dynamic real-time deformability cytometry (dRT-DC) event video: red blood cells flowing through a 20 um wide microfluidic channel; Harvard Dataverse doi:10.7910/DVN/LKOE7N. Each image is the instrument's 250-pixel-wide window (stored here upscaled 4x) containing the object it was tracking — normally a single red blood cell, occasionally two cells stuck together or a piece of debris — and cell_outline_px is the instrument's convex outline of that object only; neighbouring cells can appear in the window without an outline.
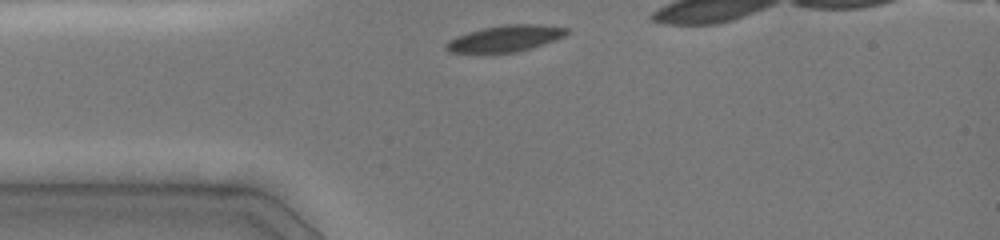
{"species": "common noctule bat (a hibernating species)", "species_latin": "Nyctalus noctula", "temperature_condition": "cold", "stored_images_in_passage": 4, "camera_frame_rate_fps": 3000, "um_per_image_px": 0.085, "animal": {"sex": "female", "body_mass_g": 19.0, "forearm_length_mm": 51.5}, "frame": {"image": 1, "passage_image": 1, "time_ms": 0.0, "image_size_px": [1000, 240], "cell_outline_px": [[572, 32], [556, 40], [532, 48], [516, 52], [448, 52], [444, 48], [444, 44], [448, 40], [456, 36], [468, 32], [484, 28], [504, 24], [540, 24], [568, 28]], "centroid_in_image_um": [42.98, 3.26], "position_along_channel_um": 42.0, "area_um2": 18.61}}